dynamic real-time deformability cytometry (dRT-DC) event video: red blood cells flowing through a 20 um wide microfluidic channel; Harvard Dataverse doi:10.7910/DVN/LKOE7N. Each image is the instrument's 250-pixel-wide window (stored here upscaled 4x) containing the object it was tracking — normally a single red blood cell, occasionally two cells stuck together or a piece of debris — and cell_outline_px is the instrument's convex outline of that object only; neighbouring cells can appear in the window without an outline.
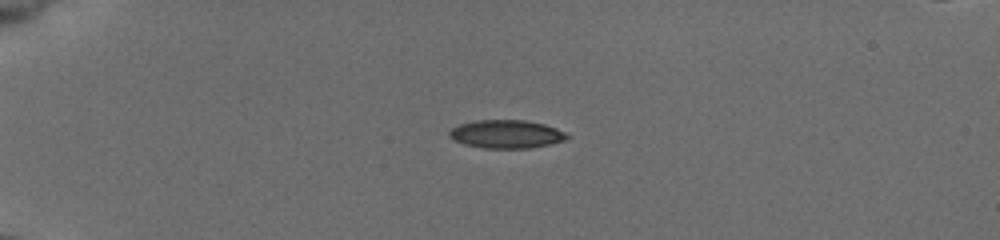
{"species": "common noctule bat (a hibernating species)", "species_latin": "Nyctalus noctula", "temperature_condition": "cold", "stored_images_in_passage": 48, "camera_frame_rate_fps": 3000, "um_per_image_px": 0.085, "animal": {"sex": "female", "body_mass_g": 19.5, "forearm_length_mm": 54.1}, "frame": {"image": 1, "passage_image": 9, "time_ms": 2.667, "image_size_px": [1000, 240], "cell_outline_px": [[572, 136], [564, 140], [548, 144], [528, 148], [484, 148], [464, 144], [448, 136], [448, 132], [452, 128], [460, 124], [476, 120], [524, 120], [544, 124], [568, 132]], "centroid_in_image_um": [43.06, 11.39], "position_along_channel_um": 41.9, "area_um2": 19.36}}
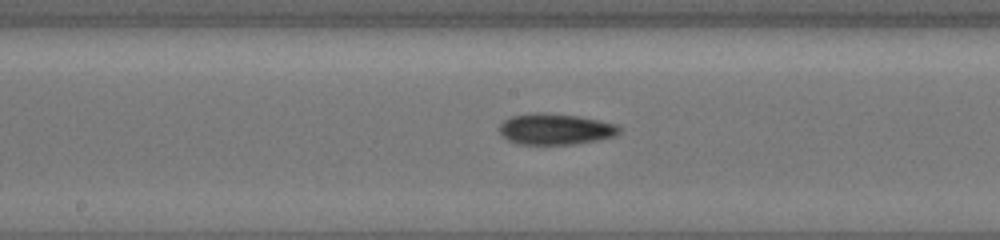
{"frame": {"image": 2, "passage_image": 25, "time_ms": 8.0, "image_size_px": [1000, 240], "cell_outline_px": [[620, 132], [616, 136], [600, 140], [576, 144], [516, 144], [508, 140], [500, 132], [500, 124], [504, 120], [512, 116], [536, 112], [544, 112], [576, 116], [600, 120], [616, 124], [620, 128]], "centroid_in_image_um": [47.23, 10.98], "position_along_channel_um": 201.0, "area_um2": 21.79}}
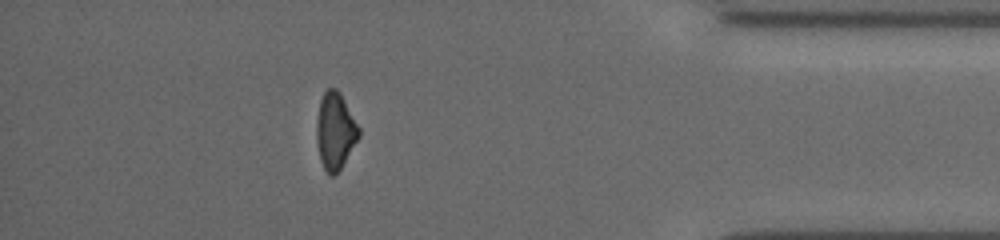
{"frame": {"image": 3, "passage_image": 43, "time_ms": 14.0, "image_size_px": [1000, 240], "cell_outline_px": [[360, 136], [340, 168], [332, 176], [328, 176], [320, 160], [316, 140], [316, 124], [320, 100], [324, 92], [328, 88], [336, 88], [340, 92], [360, 128]], "centroid_in_image_um": [28.48, 11.12], "position_along_channel_um": 406.7, "area_um2": 18.84}, "authors_computed_cell_mechanics": {"area_um2": 19.652, "velocity_mm_per_s": 3.9454, "shape_relaxation_time_tau1_ms": null, "shape_relaxation_time_tau2_ms": 10.1162, "deformation_change_tau1": null, "deformation_change_tau2": 0.1921}}